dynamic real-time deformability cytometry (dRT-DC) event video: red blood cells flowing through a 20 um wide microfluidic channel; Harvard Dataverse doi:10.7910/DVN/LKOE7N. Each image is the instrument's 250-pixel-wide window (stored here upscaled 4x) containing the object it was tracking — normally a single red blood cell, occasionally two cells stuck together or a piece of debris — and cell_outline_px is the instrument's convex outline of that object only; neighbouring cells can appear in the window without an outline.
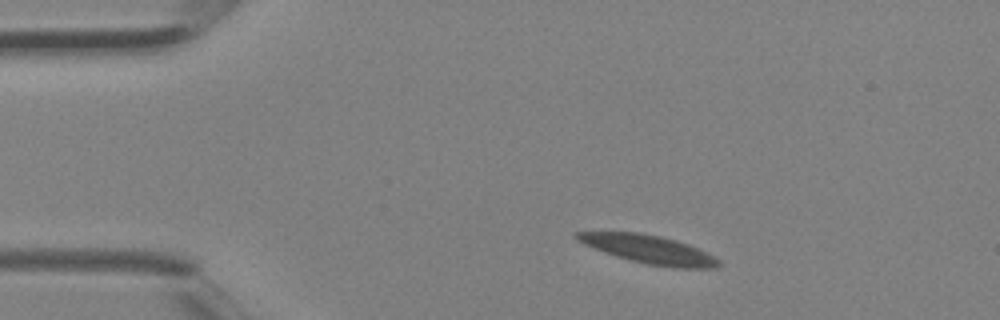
{"species": "Egyptian fruit bat (a non-hibernating species)", "species_latin": "Rousettus aegyptiacus", "temperature_condition": "room temperature", "stored_images_in_passage": 2, "camera_frame_rate_fps": 3000, "um_per_image_px": 0.085, "animal": {"sex": "female"}, "frame": {"image": 1, "passage_image": 1, "time_ms": 0.0, "image_size_px": [1000, 320], "cell_outline_px": [[720, 264], [716, 268], [672, 268], [648, 264], [616, 256], [604, 252], [584, 244], [576, 240], [572, 236], [572, 232], [640, 232], [660, 236], [676, 240], [688, 244], [720, 260]], "centroid_in_image_um": [55.11, 21.19], "position_along_channel_um": 29.9, "area_um2": 23.29}}